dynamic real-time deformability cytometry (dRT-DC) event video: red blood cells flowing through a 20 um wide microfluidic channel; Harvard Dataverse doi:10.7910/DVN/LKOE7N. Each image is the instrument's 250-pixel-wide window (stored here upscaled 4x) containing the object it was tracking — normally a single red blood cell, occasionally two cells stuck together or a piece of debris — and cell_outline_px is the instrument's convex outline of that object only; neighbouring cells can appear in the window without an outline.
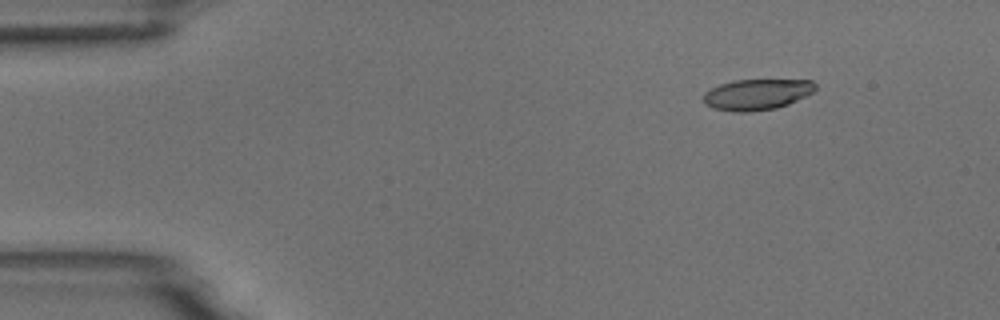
{"species": "common noctule bat (a hibernating species)", "species_latin": "Nyctalus noctula", "temperature_condition": "room temperature", "stored_images_in_passage": 5, "camera_frame_rate_fps": 3000, "um_per_image_px": 0.085, "animal": {"sex": "male", "body_mass_g": 18.8}, "frame": {"image": 1, "passage_image": 2, "time_ms": 1.0, "image_size_px": [1000, 320], "cell_outline_px": [[816, 88], [812, 92], [788, 104], [776, 108], [748, 112], [736, 112], [712, 108], [704, 104], [704, 92], [720, 84], [732, 80], [812, 80], [816, 84]], "centroid_in_image_um": [64.31, 8.02], "position_along_channel_um": 20.7, "area_um2": 20.06}}
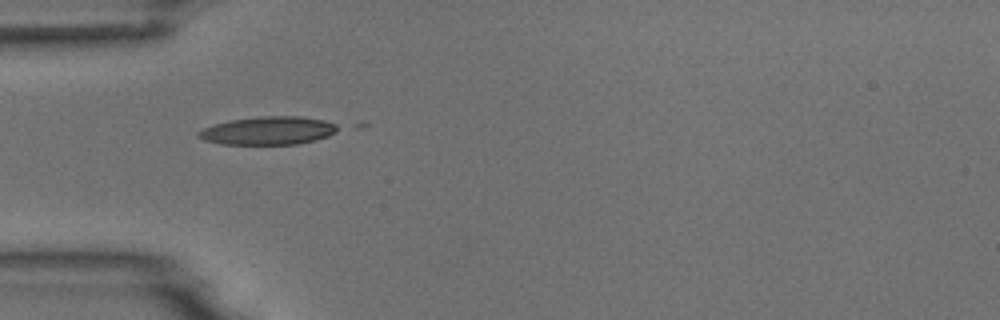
{"frame": {"image": 2, "passage_image": 4, "time_ms": 4.333, "image_size_px": [1000, 320], "cell_outline_px": [[344, 128], [328, 136], [316, 140], [300, 144], [220, 144], [204, 140], [196, 136], [196, 132], [204, 128], [228, 120], [260, 116], [300, 116], [324, 120], [336, 124]], "centroid_in_image_um": [22.84, 11.1], "position_along_channel_um": 62.2, "area_um2": 23.12}}